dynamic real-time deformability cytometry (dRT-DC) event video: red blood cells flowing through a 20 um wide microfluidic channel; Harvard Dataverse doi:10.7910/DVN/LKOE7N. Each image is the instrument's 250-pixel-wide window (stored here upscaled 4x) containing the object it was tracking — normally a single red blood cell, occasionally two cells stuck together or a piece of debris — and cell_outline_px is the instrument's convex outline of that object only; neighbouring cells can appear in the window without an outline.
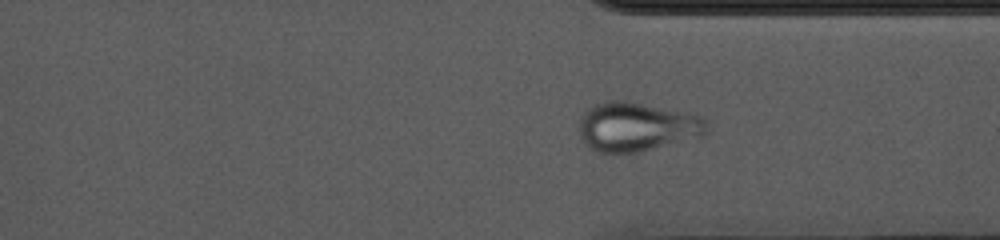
{"species": "common noctule bat (a hibernating species)", "species_latin": "Nyctalus noctula", "temperature_condition": "cold", "stored_images_in_passage": 35, "camera_frame_rate_fps": 3000, "um_per_image_px": 0.085, "animal": {"sex": "female", "body_mass_g": 10.0, "forearm_length_mm": 53.1}, "frame": {"image": 1, "passage_image": 25, "time_ms": 8.0, "image_size_px": [1000, 240], "cell_outline_px": [[708, 124], [704, 136], [636, 152], [600, 152], [592, 148], [580, 136], [580, 120], [588, 108], [596, 104], [612, 100], [624, 100], [704, 116]], "centroid_in_image_um": [54.17, 10.76], "position_along_channel_um": 357.2, "area_um2": 35.95}}
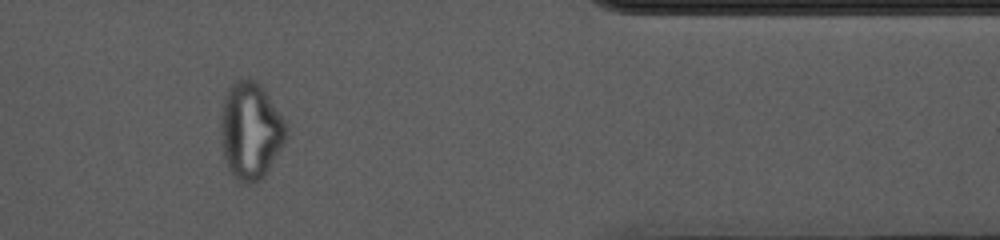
{"frame": {"image": 2, "passage_image": 30, "time_ms": 9.667, "image_size_px": [1000, 240], "cell_outline_px": [[288, 136], [284, 144], [264, 180], [248, 184], [232, 176], [228, 168], [224, 156], [220, 136], [220, 124], [224, 96], [228, 88], [236, 80], [248, 76], [260, 84], [264, 88], [284, 120], [288, 128]], "centroid_in_image_um": [21.31, 11.12], "position_along_channel_um": 390.1, "area_um2": 37.69}}